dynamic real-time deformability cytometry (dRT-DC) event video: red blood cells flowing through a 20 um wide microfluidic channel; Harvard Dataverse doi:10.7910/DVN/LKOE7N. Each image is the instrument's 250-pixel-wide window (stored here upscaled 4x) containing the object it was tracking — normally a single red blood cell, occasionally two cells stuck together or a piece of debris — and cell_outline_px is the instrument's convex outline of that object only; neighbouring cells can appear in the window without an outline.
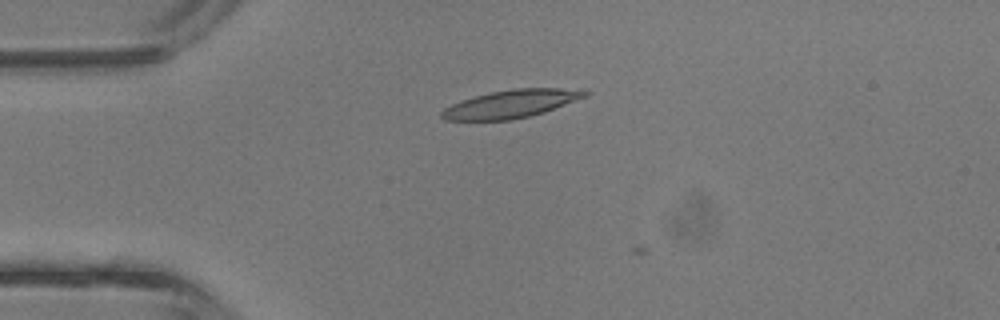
{"species": "common noctule bat (a hibernating species)", "species_latin": "Nyctalus noctula", "temperature_condition": "room temperature", "stored_images_in_passage": 2, "camera_frame_rate_fps": 3000, "um_per_image_px": 0.085, "animal": {"sex": "male", "body_mass_g": 13.3}, "frame": {"image": 1, "passage_image": 1, "time_ms": 0.0, "image_size_px": [1000, 320], "cell_outline_px": [[588, 96], [544, 112], [512, 120], [444, 120], [440, 116], [440, 112], [444, 108], [460, 100], [488, 92], [512, 88], [580, 88], [588, 92]], "centroid_in_image_um": [43.44, 8.81], "position_along_channel_um": 41.6, "area_um2": 23.58}}